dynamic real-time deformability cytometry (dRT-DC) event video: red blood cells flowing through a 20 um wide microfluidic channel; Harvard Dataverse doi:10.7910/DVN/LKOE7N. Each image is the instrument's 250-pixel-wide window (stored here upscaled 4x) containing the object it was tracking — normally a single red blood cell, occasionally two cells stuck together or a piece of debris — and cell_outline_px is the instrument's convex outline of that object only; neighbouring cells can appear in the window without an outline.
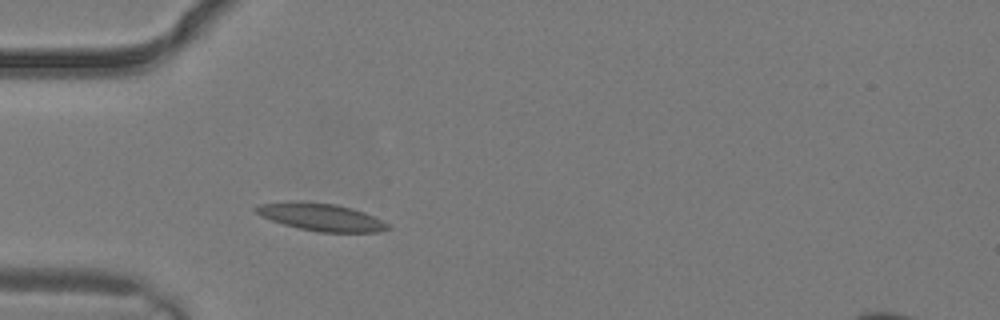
{"species": "common noctule bat (a hibernating species)", "species_latin": "Nyctalus noctula", "temperature_condition": "warm", "stored_images_in_passage": 2, "camera_frame_rate_fps": 3000, "um_per_image_px": 0.085, "animal": {"sex": "male", "body_mass_g": 19.2, "forearm_length_mm": 51.8}, "frame": {"image": 1, "passage_image": 1, "time_ms": 0.0, "image_size_px": [1000, 320], "cell_outline_px": [[392, 228], [380, 232], [320, 232], [300, 228], [284, 224], [260, 216], [252, 208], [260, 204], [288, 200], [300, 200], [336, 204], [352, 208], [364, 212], [388, 224]], "centroid_in_image_um": [27.25, 18.43], "position_along_channel_um": 57.8, "area_um2": 21.27}}